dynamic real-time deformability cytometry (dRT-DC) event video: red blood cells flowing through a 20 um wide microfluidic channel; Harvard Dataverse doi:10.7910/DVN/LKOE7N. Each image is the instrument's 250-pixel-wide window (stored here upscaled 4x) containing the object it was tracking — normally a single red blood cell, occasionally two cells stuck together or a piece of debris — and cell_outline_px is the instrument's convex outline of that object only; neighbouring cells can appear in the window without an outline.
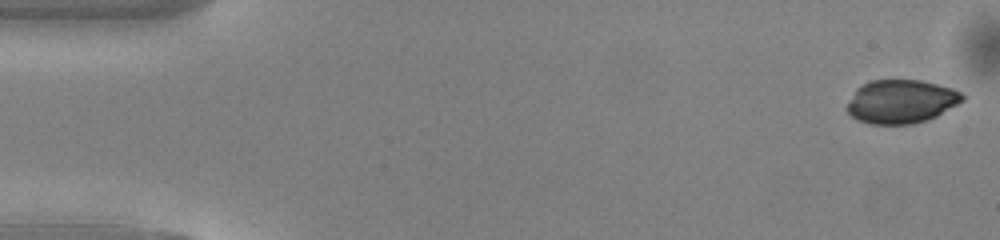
{"species": "common noctule bat (a hibernating species)", "species_latin": "Nyctalus noctula", "temperature_condition": "warm", "stored_images_in_passage": 49, "camera_frame_rate_fps": 3000, "um_per_image_px": 0.085, "animal": {"sex": "male", "body_mass_g": 13.0, "forearm_length_mm": 53.1}, "frame": {"image": 1, "passage_image": 1, "time_ms": 0.0, "image_size_px": [1000, 240], "cell_outline_px": [[964, 100], [936, 116], [928, 120], [912, 124], [868, 124], [856, 120], [848, 112], [848, 104], [856, 88], [872, 80], [920, 80], [952, 88], [960, 92], [964, 96]], "centroid_in_image_um": [76.59, 8.64], "position_along_channel_um": 8.4, "area_um2": 29.13}}
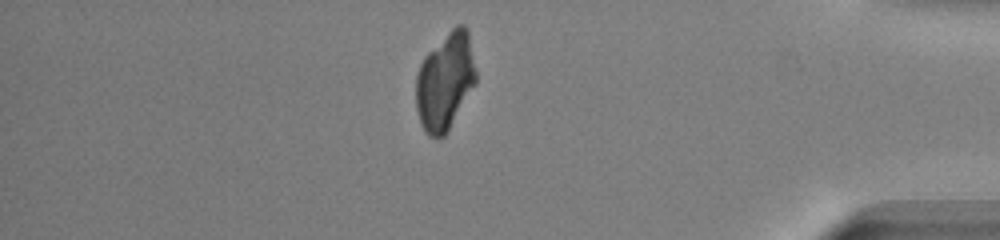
{"frame": {"image": 2, "passage_image": 42, "time_ms": 13.667, "image_size_px": [1000, 240], "cell_outline_px": [[476, 84], [448, 132], [440, 140], [428, 136], [424, 132], [420, 124], [416, 108], [416, 76], [420, 64], [424, 56], [456, 24], [464, 24], [468, 28], [476, 72]], "centroid_in_image_um": [37.84, 6.96], "position_along_channel_um": 397.4, "area_um2": 34.56}}
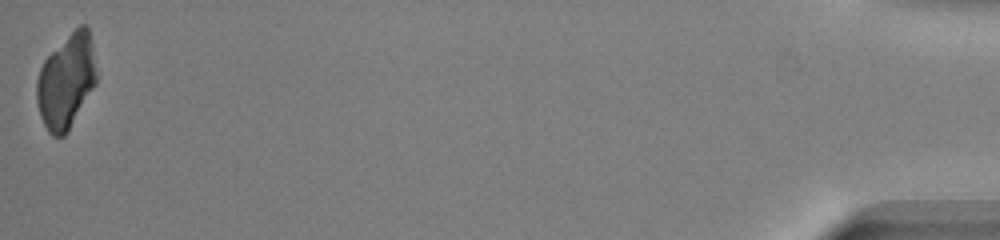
{"frame": {"image": 3, "passage_image": 49, "time_ms": 16.0, "image_size_px": [1000, 240], "cell_outline_px": [[96, 84], [68, 132], [64, 136], [52, 136], [48, 132], [40, 116], [36, 100], [36, 80], [40, 68], [44, 60], [80, 24], [88, 24], [92, 44], [96, 72]], "centroid_in_image_um": [5.63, 6.93], "position_along_channel_um": 429.6, "area_um2": 32.71}}